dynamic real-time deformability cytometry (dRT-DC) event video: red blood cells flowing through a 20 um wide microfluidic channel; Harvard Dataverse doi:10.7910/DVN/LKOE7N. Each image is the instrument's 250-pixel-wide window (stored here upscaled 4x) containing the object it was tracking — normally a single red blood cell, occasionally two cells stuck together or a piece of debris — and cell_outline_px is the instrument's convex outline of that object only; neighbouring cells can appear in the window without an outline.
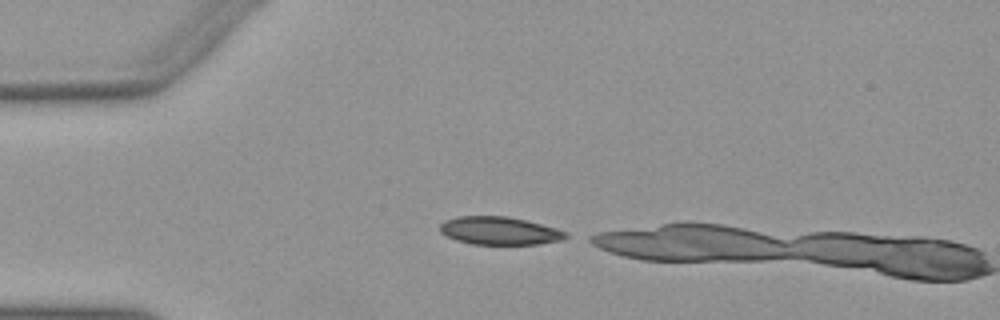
{"species": "Egyptian fruit bat (a non-hibernating species)", "species_latin": "Rousettus aegyptiacus", "temperature_condition": "warm", "stored_images_in_passage": 2, "camera_frame_rate_fps": 3000, "um_per_image_px": 0.085, "animal": {"sex": "female"}, "frame": {"image": 1, "passage_image": 1, "time_ms": 0.0, "image_size_px": [1000, 320], "cell_outline_px": [[572, 236], [564, 240], [540, 244], [472, 244], [456, 240], [440, 232], [440, 224], [444, 220], [456, 216], [508, 216], [556, 228], [568, 232]], "centroid_in_image_um": [42.5, 19.62], "position_along_channel_um": 42.5, "area_um2": 20.69}}